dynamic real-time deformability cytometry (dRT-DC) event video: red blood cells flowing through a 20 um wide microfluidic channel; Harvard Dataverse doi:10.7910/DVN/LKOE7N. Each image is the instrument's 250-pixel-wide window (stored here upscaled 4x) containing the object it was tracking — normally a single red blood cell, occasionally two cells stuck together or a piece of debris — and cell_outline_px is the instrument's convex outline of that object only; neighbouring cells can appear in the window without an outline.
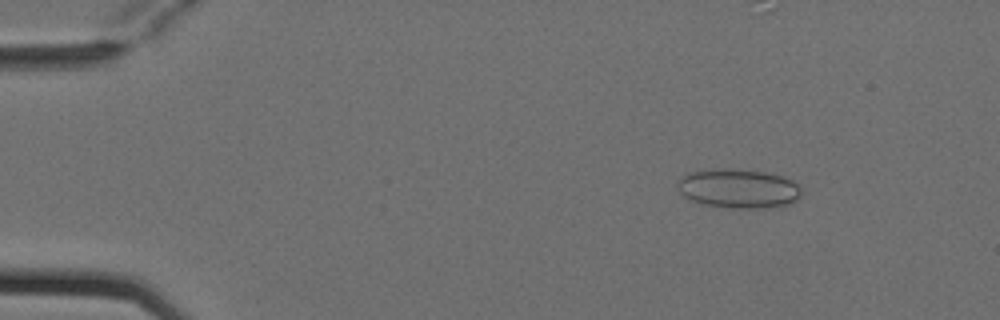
{"species": "Egyptian fruit bat (a non-hibernating species)", "species_latin": "Rousettus aegyptiacus", "temperature_condition": "cold", "stored_images_in_passage": 6, "camera_frame_rate_fps": 3000, "um_per_image_px": 0.085, "animal": {"sex": "female"}, "frame": {"image": 1, "passage_image": 2, "time_ms": 0.333, "image_size_px": [1000, 320], "cell_outline_px": [[800, 196], [796, 200], [788, 204], [764, 208], [732, 208], [704, 204], [692, 200], [684, 196], [680, 192], [676, 184], [688, 172], [720, 168], [728, 168], [764, 172], [780, 176], [792, 180], [800, 188]], "centroid_in_image_um": [62.75, 16.02], "position_along_channel_um": 22.2, "area_um2": 28.03}}
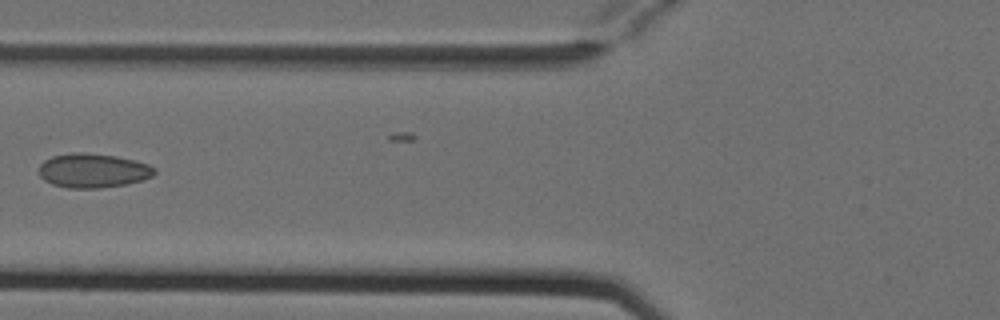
{"frame": {"image": 2, "passage_image": 6, "time_ms": 1.667, "image_size_px": [1000, 320], "cell_outline_px": [[156, 172], [152, 176], [144, 180], [124, 184], [100, 188], [68, 188], [52, 184], [44, 180], [40, 176], [40, 164], [44, 160], [52, 156], [72, 152], [80, 152], [116, 156], [148, 164], [156, 168]], "centroid_in_image_um": [7.9, 14.5], "position_along_channel_um": 117.9, "area_um2": 23.0}}